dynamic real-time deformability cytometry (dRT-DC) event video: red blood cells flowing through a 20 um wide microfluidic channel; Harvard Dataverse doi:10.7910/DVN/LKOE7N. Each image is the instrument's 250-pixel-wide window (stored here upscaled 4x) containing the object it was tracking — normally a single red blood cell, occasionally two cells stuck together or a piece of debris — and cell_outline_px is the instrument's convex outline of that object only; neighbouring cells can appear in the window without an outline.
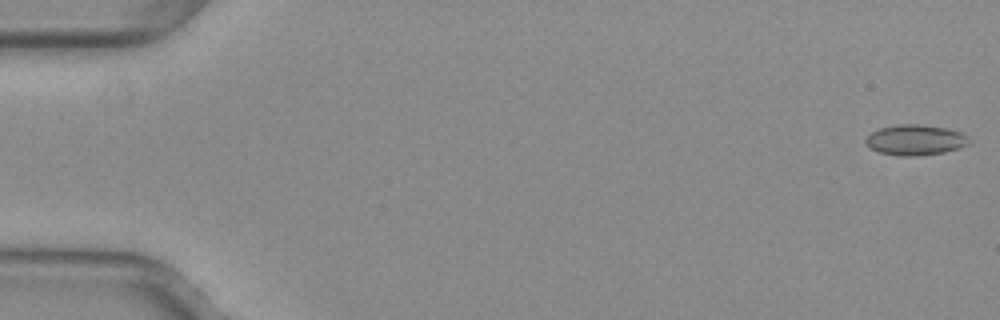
{"species": "common noctule bat (a hibernating species)", "species_latin": "Nyctalus noctula", "temperature_condition": "warm", "stored_images_in_passage": 8, "camera_frame_rate_fps": 3000, "um_per_image_px": 0.085, "animal": {"sex": "female", "body_mass_g": 29.2, "forearm_length_mm": 56.3}, "frame": {"image": 1, "passage_image": 1, "time_ms": 0.0, "image_size_px": [1000, 320], "cell_outline_px": [[972, 140], [968, 144], [944, 152], [912, 156], [900, 156], [880, 152], [872, 148], [864, 140], [872, 132], [880, 128], [896, 124], [920, 124], [944, 128], [960, 132], [968, 136]], "centroid_in_image_um": [77.81, 11.88], "position_along_channel_um": 7.2, "area_um2": 18.09}}